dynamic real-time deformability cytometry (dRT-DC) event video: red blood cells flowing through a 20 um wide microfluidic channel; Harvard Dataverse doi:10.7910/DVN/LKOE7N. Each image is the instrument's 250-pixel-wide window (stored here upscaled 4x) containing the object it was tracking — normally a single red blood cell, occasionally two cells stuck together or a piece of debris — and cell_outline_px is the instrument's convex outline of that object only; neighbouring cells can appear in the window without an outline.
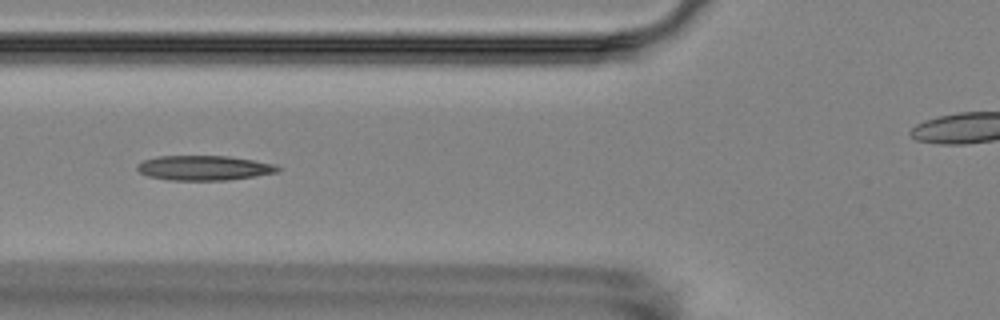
{"species": "Egyptian fruit bat (a non-hibernating species)", "species_latin": "Rousettus aegyptiacus", "temperature_condition": "room temperature", "stored_images_in_passage": 5, "camera_frame_rate_fps": 3000, "um_per_image_px": 0.085, "animal": {"sex": "female"}, "frame": {"image": 1, "passage_image": 5, "time_ms": 4.667, "image_size_px": [1000, 320], "cell_outline_px": [[280, 168], [276, 172], [228, 180], [168, 180], [148, 176], [140, 172], [136, 168], [136, 164], [144, 160], [160, 156], [228, 156], [276, 164]], "centroid_in_image_um": [17.3, 14.27], "position_along_channel_um": 108.5, "area_um2": 20.11}}